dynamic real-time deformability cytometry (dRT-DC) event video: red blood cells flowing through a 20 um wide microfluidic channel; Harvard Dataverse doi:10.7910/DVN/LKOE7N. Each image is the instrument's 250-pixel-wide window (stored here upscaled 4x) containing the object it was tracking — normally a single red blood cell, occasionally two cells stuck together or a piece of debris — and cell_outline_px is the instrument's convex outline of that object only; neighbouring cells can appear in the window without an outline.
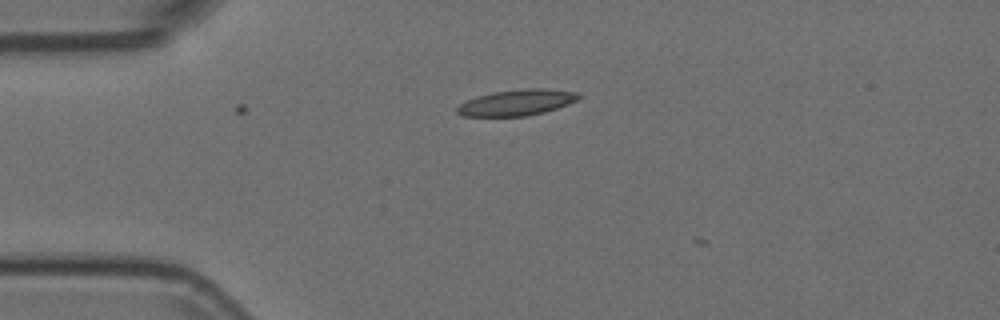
{"species": "Egyptian fruit bat (a non-hibernating species)", "species_latin": "Rousettus aegyptiacus", "temperature_condition": "room temperature", "stored_images_in_passage": 2, "camera_frame_rate_fps": 3000, "um_per_image_px": 0.085, "animal": {"sex": "female"}, "frame": {"image": 1, "passage_image": 2, "time_ms": 0.333, "image_size_px": [1000, 320], "cell_outline_px": [[580, 96], [576, 100], [568, 104], [544, 112], [528, 116], [464, 116], [456, 112], [456, 108], [460, 104], [476, 96], [492, 92], [528, 88], [544, 88], [580, 92]], "centroid_in_image_um": [43.93, 8.71], "position_along_channel_um": 41.1, "area_um2": 18.38}}